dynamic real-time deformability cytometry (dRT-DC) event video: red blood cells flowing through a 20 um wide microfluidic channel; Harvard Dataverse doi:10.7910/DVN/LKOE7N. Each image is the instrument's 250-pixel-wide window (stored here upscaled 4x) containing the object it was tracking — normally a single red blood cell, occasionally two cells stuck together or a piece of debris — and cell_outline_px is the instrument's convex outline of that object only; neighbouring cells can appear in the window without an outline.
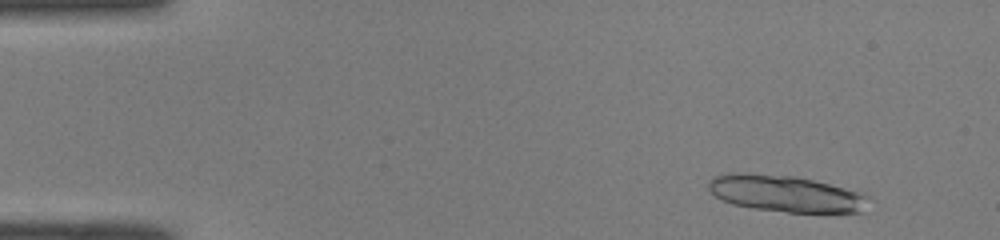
{"species": "common noctule bat (a hibernating species)", "species_latin": "Nyctalus noctula", "temperature_condition": "room temperature", "stored_images_in_passage": 47, "camera_frame_rate_fps": 3000, "um_per_image_px": 0.085, "animal": {"sex": "male", "body_mass_g": 19.0, "forearm_length_mm": 50.8}, "frame": {"image": 1, "passage_image": 4, "time_ms": 1.0, "image_size_px": [1000, 240], "cell_outline_px": [[864, 196], [860, 212], [788, 212], [752, 208], [732, 204], [716, 196], [708, 188], [708, 180], [716, 176], [792, 176], [812, 180], [828, 184], [856, 192]], "centroid_in_image_um": [66.72, 16.5], "position_along_channel_um": 18.3, "area_um2": 31.85}}
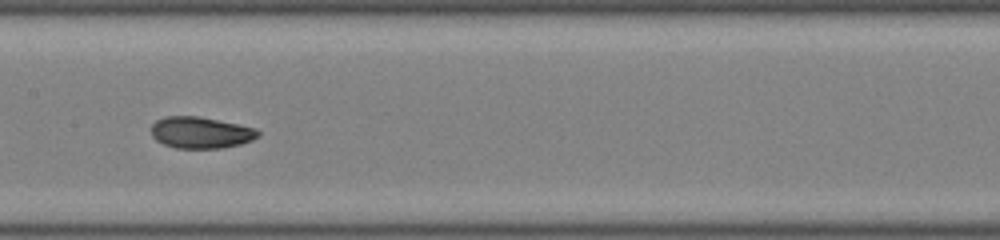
{"frame": {"image": 2, "passage_image": 25, "time_ms": 8.0, "image_size_px": [1000, 240], "cell_outline_px": [[260, 136], [252, 140], [240, 144], [224, 148], [176, 148], [164, 144], [156, 140], [152, 136], [152, 124], [156, 120], [164, 116], [200, 116], [256, 128], [260, 132]], "centroid_in_image_um": [17.07, 11.26], "position_along_channel_um": 190.3, "area_um2": 19.71}}
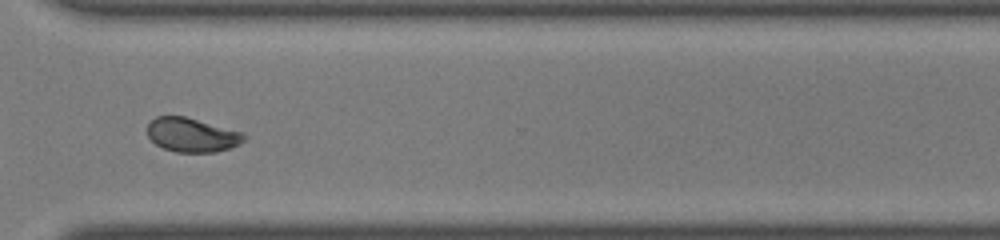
{"frame": {"image": 3, "passage_image": 37, "time_ms": 12.0, "image_size_px": [1000, 240], "cell_outline_px": [[248, 136], [240, 144], [216, 152], [176, 152], [164, 148], [156, 144], [148, 136], [148, 124], [156, 116], [184, 116], [244, 132]], "centroid_in_image_um": [16.35, 11.47], "position_along_channel_um": 354.3, "area_um2": 19.19}, "authors_computed_cell_mechanics": {"area_um2": 19.7098, "velocity_mm_per_s": 4.09, "shape_relaxation_time_tau1_ms": 3.854, "shape_relaxation_time_tau2_ms": 1.9267, "deformation_change_tau1": 0.1333, "deformation_change_tau2": 0.056}}